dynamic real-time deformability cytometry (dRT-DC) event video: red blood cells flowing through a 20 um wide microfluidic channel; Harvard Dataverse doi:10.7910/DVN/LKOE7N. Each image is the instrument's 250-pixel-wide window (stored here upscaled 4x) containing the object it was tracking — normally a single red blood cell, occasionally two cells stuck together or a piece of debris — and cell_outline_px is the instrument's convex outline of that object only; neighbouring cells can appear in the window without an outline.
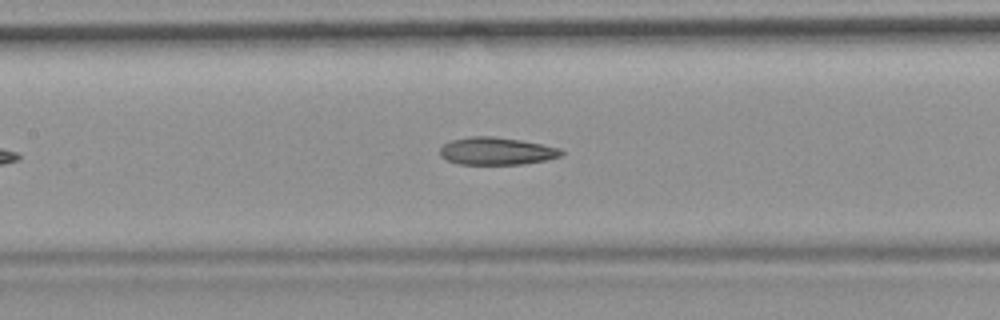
{"species": "common noctule bat (a hibernating species)", "species_latin": "Nyctalus noctula", "temperature_condition": "room temperature", "stored_images_in_passage": 27, "camera_frame_rate_fps": 3000, "um_per_image_px": 0.085, "animal": {"sex": "female", "body_mass_g": 19.9}, "frame": {"image": 1, "passage_image": 16, "time_ms": 5.0, "image_size_px": [1000, 320], "cell_outline_px": [[564, 152], [560, 156], [548, 160], [524, 164], [460, 164], [448, 160], [440, 156], [440, 148], [444, 144], [452, 140], [472, 136], [492, 136], [520, 140], [560, 148]], "centroid_in_image_um": [42.22, 12.85], "position_along_channel_um": 165.2, "area_um2": 19.36}}